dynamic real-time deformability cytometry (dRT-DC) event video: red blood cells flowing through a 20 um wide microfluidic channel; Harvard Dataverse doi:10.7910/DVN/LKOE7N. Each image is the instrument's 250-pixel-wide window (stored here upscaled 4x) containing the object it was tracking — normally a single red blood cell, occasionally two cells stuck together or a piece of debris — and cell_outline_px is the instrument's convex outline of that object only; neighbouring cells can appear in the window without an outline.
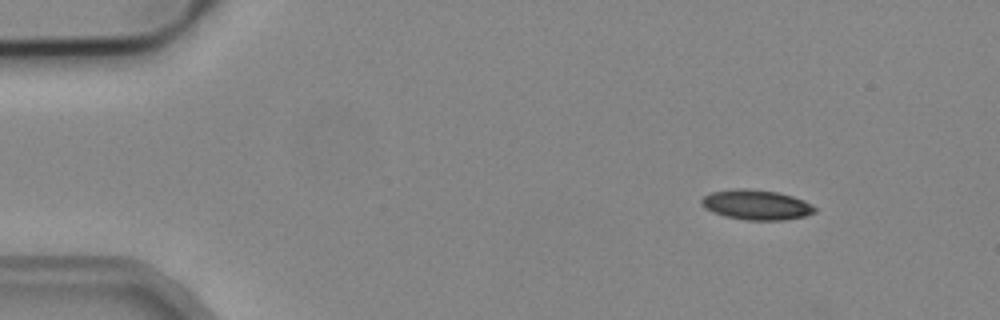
{"species": "common noctule bat (a hibernating species)", "species_latin": "Nyctalus noctula", "temperature_condition": "cold", "stored_images_in_passage": 5, "camera_frame_rate_fps": 3000, "um_per_image_px": 0.085, "animal": {"sex": "male", "body_mass_g": 19.2, "forearm_length_mm": 51.8}, "frame": {"image": 1, "passage_image": 1, "time_ms": 0.0, "image_size_px": [1000, 320], "cell_outline_px": [[816, 212], [804, 216], [784, 220], [744, 220], [724, 216], [712, 212], [704, 208], [700, 204], [700, 200], [704, 196], [712, 192], [736, 188], [748, 188], [776, 192], [792, 196], [804, 200], [812, 204], [816, 208]], "centroid_in_image_um": [64.27, 17.41], "position_along_channel_um": 20.7, "area_um2": 19.94}}
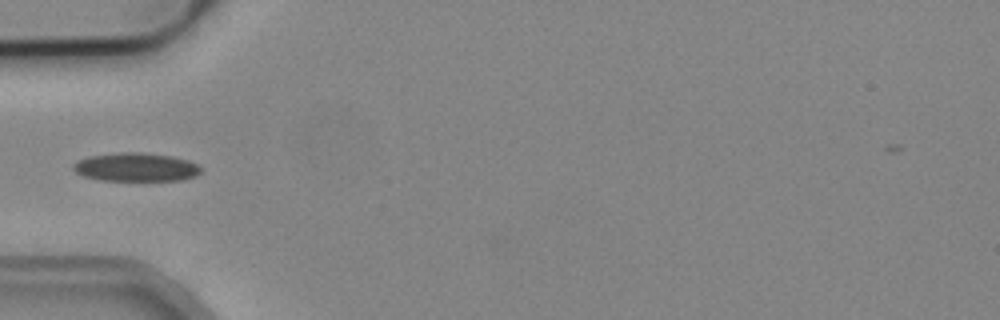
{"frame": {"image": 2, "passage_image": 4, "time_ms": 1.0, "image_size_px": [1000, 320], "cell_outline_px": [[200, 172], [196, 176], [184, 180], [100, 180], [84, 176], [76, 172], [72, 168], [72, 164], [76, 160], [88, 156], [124, 152], [140, 152], [168, 156], [188, 160], [196, 164], [200, 168]], "centroid_in_image_um": [11.51, 14.21], "position_along_channel_um": 73.5, "area_um2": 21.1}}